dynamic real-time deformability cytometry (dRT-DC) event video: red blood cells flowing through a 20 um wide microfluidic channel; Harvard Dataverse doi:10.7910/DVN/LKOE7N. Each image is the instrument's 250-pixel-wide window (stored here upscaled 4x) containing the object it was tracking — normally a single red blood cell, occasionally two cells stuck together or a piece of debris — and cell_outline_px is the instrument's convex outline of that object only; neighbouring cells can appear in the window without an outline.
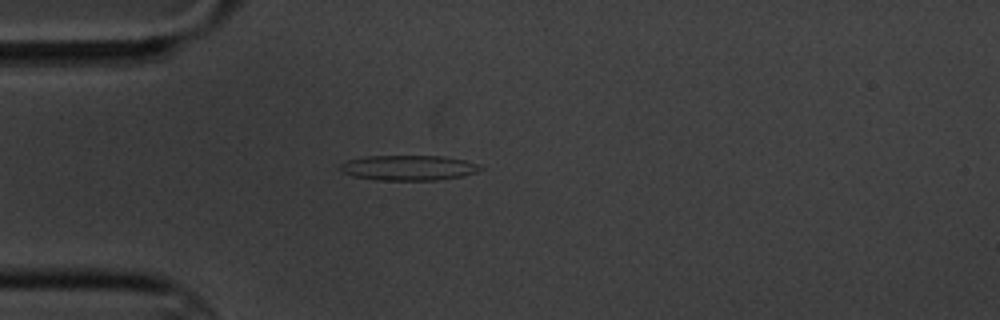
{"species": "common noctule bat (a hibernating species)", "species_latin": "Nyctalus noctula", "temperature_condition": "cold", "stored_images_in_passage": 5, "camera_frame_rate_fps": 3000, "um_per_image_px": 0.085, "animal": {"sex": "male", "body_mass_g": 20.1, "forearm_length_mm": 53.5}, "frame": {"image": 1, "passage_image": 4, "time_ms": 3.667, "image_size_px": [1000, 320], "cell_outline_px": [[484, 168], [476, 172], [464, 176], [436, 180], [376, 180], [352, 176], [340, 172], [340, 164], [348, 160], [364, 156], [444, 156], [464, 160], [476, 164]], "centroid_in_image_um": [34.69, 14.26], "position_along_channel_um": 50.3, "area_um2": 20.63}}